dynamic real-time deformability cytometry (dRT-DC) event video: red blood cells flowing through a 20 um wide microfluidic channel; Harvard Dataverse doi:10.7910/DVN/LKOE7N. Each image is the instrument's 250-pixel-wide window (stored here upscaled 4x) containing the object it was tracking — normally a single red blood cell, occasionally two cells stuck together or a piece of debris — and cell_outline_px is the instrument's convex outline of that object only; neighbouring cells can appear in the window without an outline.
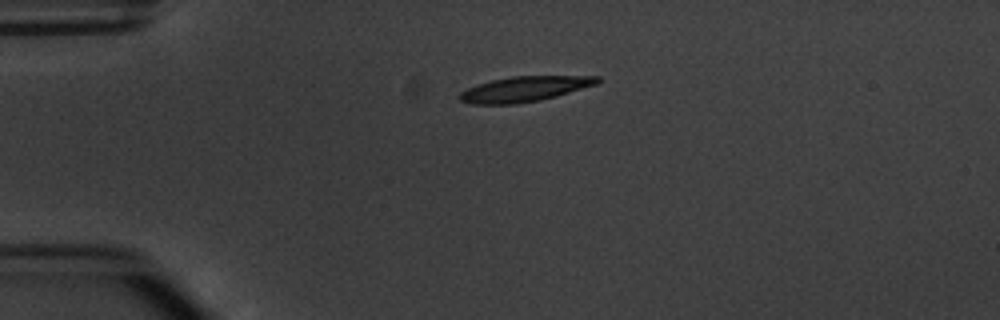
{"species": "common noctule bat (a hibernating species)", "species_latin": "Nyctalus noctula", "temperature_condition": "warm", "stored_images_in_passage": 3, "camera_frame_rate_fps": 3000, "um_per_image_px": 0.085, "animal": {"sex": "male", "body_mass_g": 20.1, "forearm_length_mm": 53.5}, "frame": {"image": 1, "passage_image": 1, "time_ms": 0.0, "image_size_px": [1000, 320], "cell_outline_px": [[600, 80], [596, 84], [556, 96], [540, 100], [516, 104], [472, 104], [460, 100], [460, 92], [476, 84], [492, 80], [512, 76], [600, 76]], "centroid_in_image_um": [44.56, 7.56], "position_along_channel_um": 40.4, "area_um2": 20.06}}